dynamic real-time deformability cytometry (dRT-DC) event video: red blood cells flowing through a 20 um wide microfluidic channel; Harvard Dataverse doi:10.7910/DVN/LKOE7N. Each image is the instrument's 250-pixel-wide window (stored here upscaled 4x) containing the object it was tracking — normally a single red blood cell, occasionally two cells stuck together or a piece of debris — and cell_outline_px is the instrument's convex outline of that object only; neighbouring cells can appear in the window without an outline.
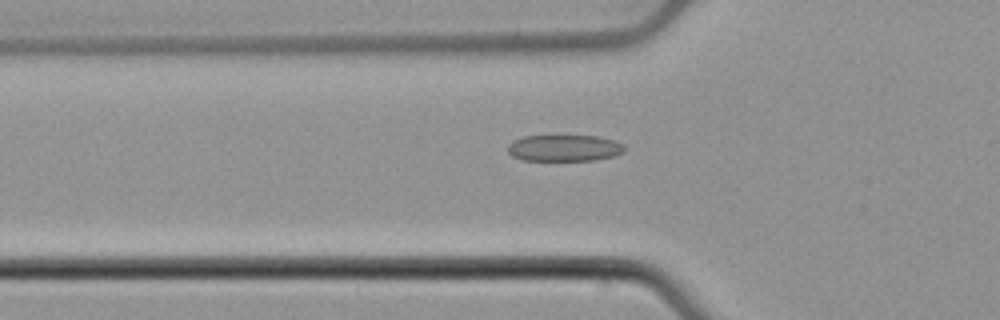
{"species": "common noctule bat (a hibernating species)", "species_latin": "Nyctalus noctula", "temperature_condition": "cold", "stored_images_in_passage": 43, "camera_frame_rate_fps": 3000, "um_per_image_px": 0.085, "animal": {"sex": "male", "body_mass_g": 21.5, "forearm_length_mm": 52.0}, "frame": {"image": 1, "passage_image": 14, "time_ms": 4.333, "image_size_px": [1000, 320], "cell_outline_px": [[624, 152], [616, 156], [596, 160], [520, 160], [512, 156], [508, 152], [508, 144], [512, 140], [524, 136], [596, 136], [612, 140], [624, 144]], "centroid_in_image_um": [47.95, 12.59], "position_along_channel_um": 77.9, "area_um2": 18.09}}
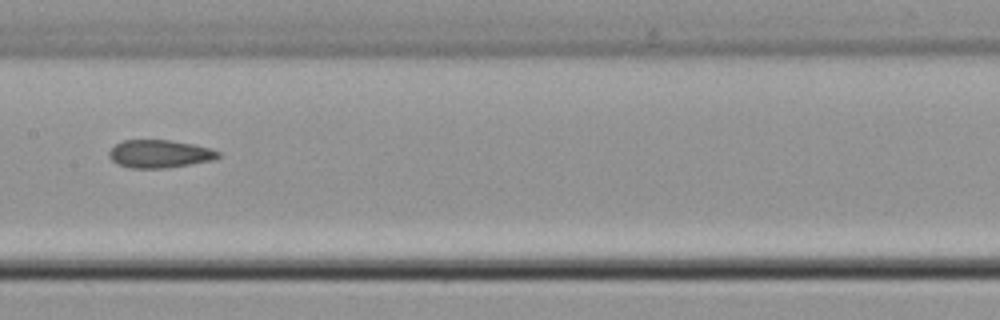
{"frame": {"image": 2, "passage_image": 23, "time_ms": 7.333, "image_size_px": [1000, 320], "cell_outline_px": [[220, 156], [216, 160], [164, 168], [132, 168], [120, 164], [112, 160], [108, 156], [108, 152], [116, 144], [124, 140], [168, 140], [192, 144], [208, 148], [220, 152]], "centroid_in_image_um": [13.58, 13.08], "position_along_channel_um": 193.8, "area_um2": 17.57}}
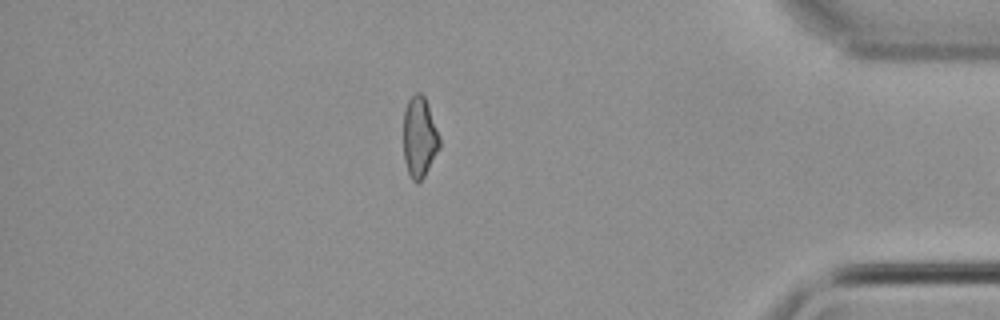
{"frame": {"image": 3, "passage_image": 42, "time_ms": 13.667, "image_size_px": [1000, 320], "cell_outline_px": [[440, 148], [424, 176], [420, 180], [412, 180], [408, 172], [404, 160], [404, 108], [408, 100], [416, 92], [420, 92], [424, 96], [428, 104], [440, 140]], "centroid_in_image_um": [35.65, 11.63], "position_along_channel_um": 399.6, "area_um2": 16.76}}